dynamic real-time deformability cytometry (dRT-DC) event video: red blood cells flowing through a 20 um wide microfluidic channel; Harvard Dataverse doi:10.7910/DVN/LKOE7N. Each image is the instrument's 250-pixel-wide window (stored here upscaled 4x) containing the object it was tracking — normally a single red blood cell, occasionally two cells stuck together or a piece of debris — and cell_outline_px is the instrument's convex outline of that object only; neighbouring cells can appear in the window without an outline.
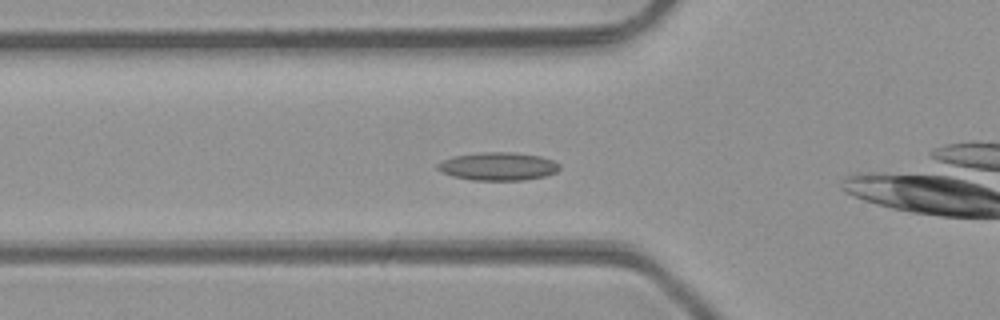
{"species": "common noctule bat (a hibernating species)", "species_latin": "Nyctalus noctula", "temperature_condition": "room temperature", "stored_images_in_passage": 38, "camera_frame_rate_fps": 3000, "um_per_image_px": 0.085, "animal": {"sex": "male", "body_mass_g": 23.1, "forearm_length_mm": 52.7}, "frame": {"image": 1, "passage_image": 5, "time_ms": 1.333, "image_size_px": [1000, 320], "cell_outline_px": [[560, 168], [556, 172], [544, 176], [524, 180], [472, 180], [452, 176], [440, 172], [436, 168], [436, 164], [452, 156], [484, 152], [512, 152], [540, 156], [552, 160], [560, 164]], "centroid_in_image_um": [42.31, 14.14], "position_along_channel_um": 83.5, "area_um2": 20.0}}
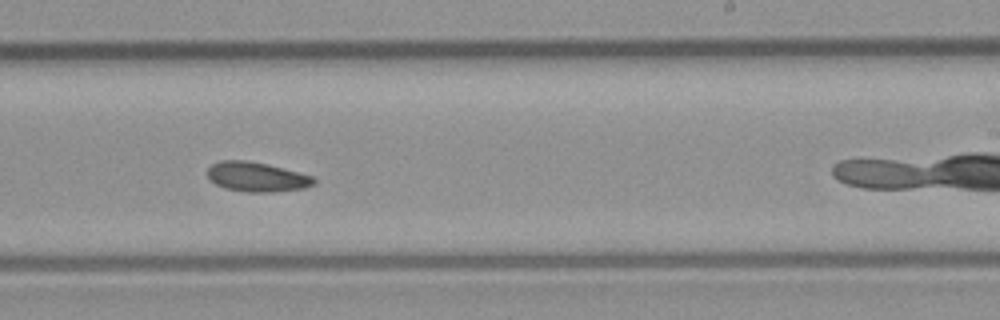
{"frame": {"image": 2, "passage_image": 18, "time_ms": 5.667, "image_size_px": [1000, 320], "cell_outline_px": [[316, 184], [304, 188], [272, 192], [248, 192], [224, 188], [216, 184], [208, 176], [208, 168], [212, 164], [220, 160], [248, 160], [268, 164], [312, 176], [316, 180]], "centroid_in_image_um": [21.83, 15.03], "position_along_channel_um": 267.2, "area_um2": 18.32}}
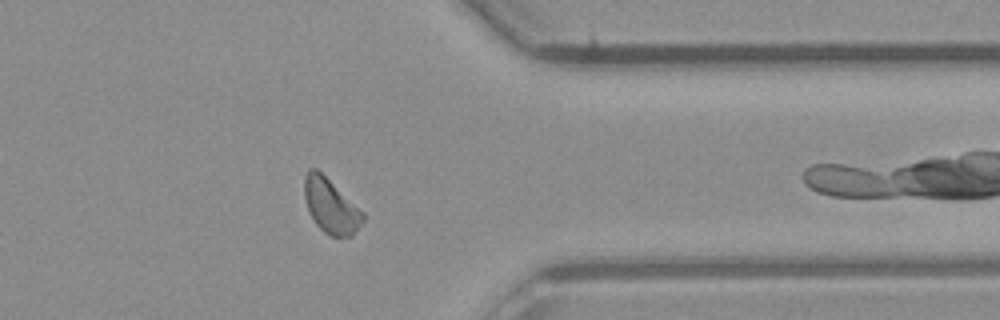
{"frame": {"image": 3, "passage_image": 27, "time_ms": 8.667, "image_size_px": [1000, 320], "cell_outline_px": [[364, 220], [352, 236], [332, 236], [324, 232], [316, 224], [308, 208], [304, 196], [304, 176], [308, 168], [316, 168], [364, 212]], "centroid_in_image_um": [28.11, 17.5], "position_along_channel_um": 383.3, "area_um2": 18.32}, "authors_computed_cell_mechanics": {"area_um2": 18.1781, "velocity_mm_per_s": 4.2307, "shape_relaxation_time_tau1_ms": null, "shape_relaxation_time_tau2_ms": 3.3122, "deformation_change_tau1": null, "deformation_change_tau2": 0.0905}}